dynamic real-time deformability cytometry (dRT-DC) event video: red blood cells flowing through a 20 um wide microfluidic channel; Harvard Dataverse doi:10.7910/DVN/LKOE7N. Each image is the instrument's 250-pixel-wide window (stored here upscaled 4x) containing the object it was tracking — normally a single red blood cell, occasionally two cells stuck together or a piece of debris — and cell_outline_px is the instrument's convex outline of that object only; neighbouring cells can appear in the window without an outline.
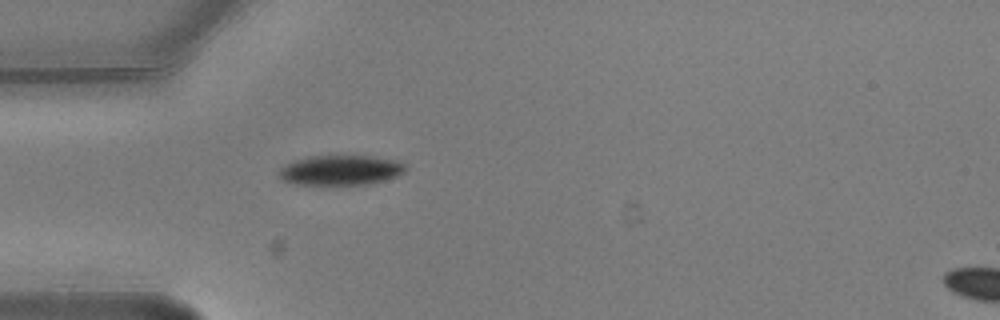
{"species": "common noctule bat (a hibernating species)", "species_latin": "Nyctalus noctula", "temperature_condition": "warm", "stored_images_in_passage": 2, "segment_of_instrument_passage": [1, 2], "camera_frame_rate_fps": 3000, "um_per_image_px": 0.085, "animal": {"sex": "male", "body_mass_g": 20.5, "forearm_length_mm": 52.5}, "frame": {"image": 1, "passage_image": 1, "time_ms": 0.0, "image_size_px": [1000, 320], "cell_outline_px": [[408, 168], [404, 172], [396, 176], [384, 180], [368, 184], [296, 184], [284, 180], [276, 176], [280, 168], [292, 160], [308, 156], [372, 156], [396, 160], [408, 164]], "centroid_in_image_um": [28.95, 14.45], "position_along_channel_um": 56.0, "area_um2": 22.2}}